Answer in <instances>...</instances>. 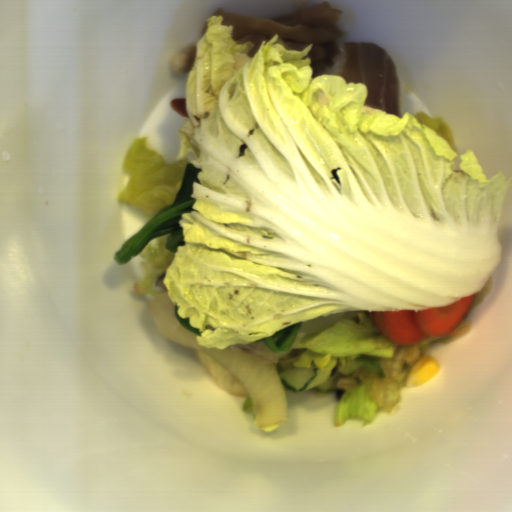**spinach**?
<instances>
[{
  "instance_id": "obj_1",
  "label": "spinach",
  "mask_w": 512,
  "mask_h": 512,
  "mask_svg": "<svg viewBox=\"0 0 512 512\" xmlns=\"http://www.w3.org/2000/svg\"><path fill=\"white\" fill-rule=\"evenodd\" d=\"M199 175L200 169L187 163L174 201L150 218L140 230L121 245L113 256L117 265H126L151 241L168 233L165 243L166 251L175 253L178 246H183L185 240L179 220L182 213L191 212L195 204L196 199L192 197V189L194 182H198Z\"/></svg>"
},
{
  "instance_id": "obj_2",
  "label": "spinach",
  "mask_w": 512,
  "mask_h": 512,
  "mask_svg": "<svg viewBox=\"0 0 512 512\" xmlns=\"http://www.w3.org/2000/svg\"><path fill=\"white\" fill-rule=\"evenodd\" d=\"M303 325V321L298 322L296 324L276 331L267 338L254 341V343H262L265 347H267L275 354H281L292 347Z\"/></svg>"
},
{
  "instance_id": "obj_3",
  "label": "spinach",
  "mask_w": 512,
  "mask_h": 512,
  "mask_svg": "<svg viewBox=\"0 0 512 512\" xmlns=\"http://www.w3.org/2000/svg\"><path fill=\"white\" fill-rule=\"evenodd\" d=\"M177 308H178V305H174L173 306V316L176 320V322L182 327V328H185V329H188L190 330L191 332H193L194 334L196 335H199L200 336V333L201 331L199 330L198 327H192L191 324L189 323V317L186 318V319H182L179 317L178 313H177Z\"/></svg>"
}]
</instances>
